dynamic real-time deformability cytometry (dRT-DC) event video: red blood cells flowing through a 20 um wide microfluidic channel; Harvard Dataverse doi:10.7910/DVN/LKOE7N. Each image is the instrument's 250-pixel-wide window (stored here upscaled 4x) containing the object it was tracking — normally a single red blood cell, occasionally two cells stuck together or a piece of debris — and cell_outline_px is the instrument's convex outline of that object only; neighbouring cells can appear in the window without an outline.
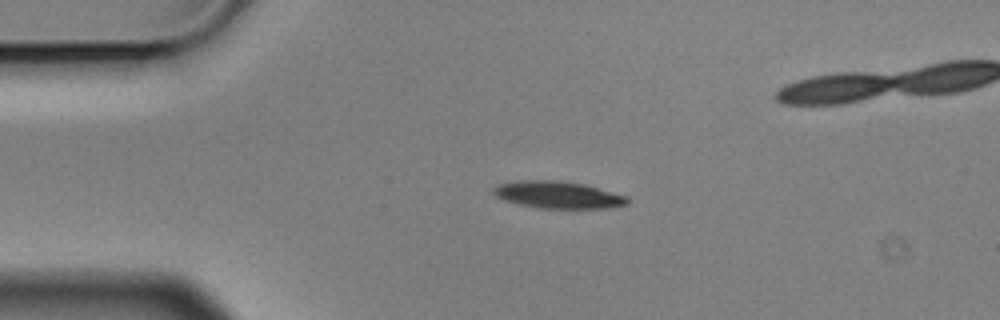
{"species": "Egyptian fruit bat (a non-hibernating species)", "species_latin": "Rousettus aegyptiacus", "temperature_condition": "cold", "stored_images_in_passage": 5, "camera_frame_rate_fps": 3000, "um_per_image_px": 0.085, "animal": {"sex": "male"}, "frame": {"image": 1, "passage_image": 3, "time_ms": 0.667, "image_size_px": [1000, 320], "cell_outline_px": [[628, 204], [612, 208], [540, 208], [520, 204], [504, 200], [496, 196], [492, 192], [492, 188], [500, 184], [516, 180], [560, 180], [584, 184], [628, 196]], "centroid_in_image_um": [47.44, 16.55], "position_along_channel_um": 37.6, "area_um2": 21.21}}